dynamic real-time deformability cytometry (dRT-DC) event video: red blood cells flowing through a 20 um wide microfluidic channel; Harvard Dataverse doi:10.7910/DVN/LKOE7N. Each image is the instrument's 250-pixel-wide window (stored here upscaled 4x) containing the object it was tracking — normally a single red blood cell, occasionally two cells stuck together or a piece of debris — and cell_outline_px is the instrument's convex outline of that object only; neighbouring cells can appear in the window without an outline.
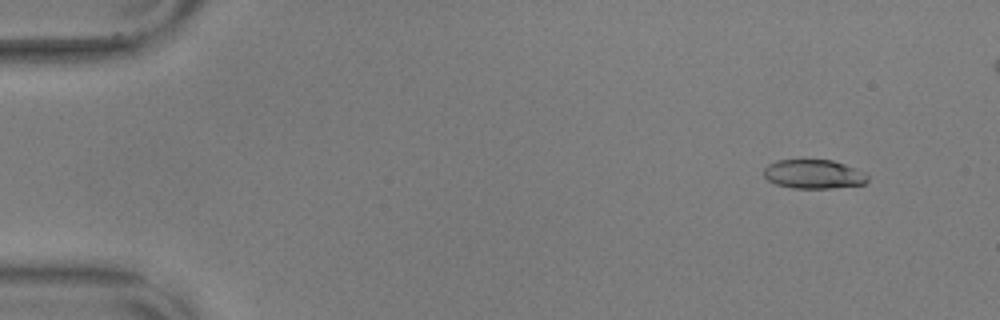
{"species": "common noctule bat (a hibernating species)", "species_latin": "Nyctalus noctula", "temperature_condition": "warm", "stored_images_in_passage": 54, "camera_frame_rate_fps": 3000, "um_per_image_px": 0.085, "animal": {"sex": "male", "body_mass_g": 17.9, "forearm_length_mm": 54.2}, "frame": {"image": 1, "passage_image": 5, "time_ms": 1.333, "image_size_px": [1000, 320], "cell_outline_px": [[868, 180], [864, 184], [832, 188], [792, 188], [776, 184], [768, 180], [764, 176], [764, 168], [768, 164], [776, 160], [832, 160], [856, 168], [868, 176]], "centroid_in_image_um": [69.14, 14.8], "position_along_channel_um": 15.9, "area_um2": 17.51}}
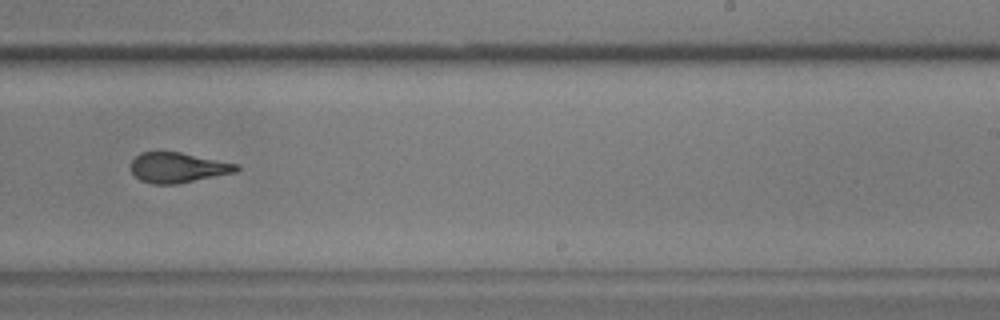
{"frame": {"image": 2, "passage_image": 36, "time_ms": 11.667, "image_size_px": [1000, 320], "cell_outline_px": [[240, 168], [236, 172], [176, 184], [152, 184], [140, 180], [132, 172], [132, 160], [140, 152], [180, 152], [240, 164]], "centroid_in_image_um": [15.14, 14.24], "position_along_channel_um": 273.9, "area_um2": 18.5}}
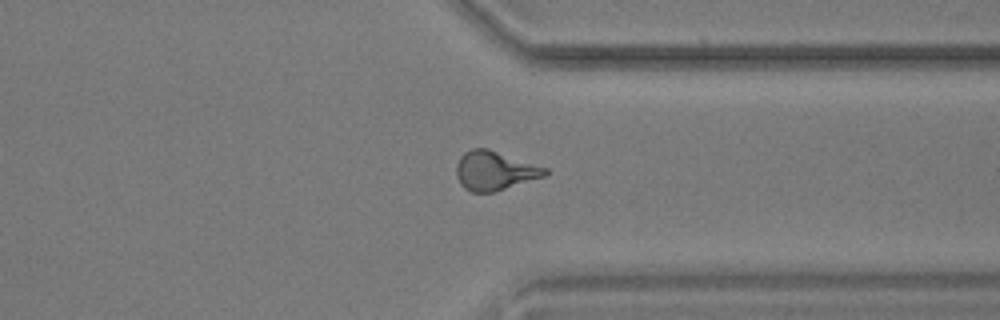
{"frame": {"image": 3, "passage_image": 44, "time_ms": 14.333, "image_size_px": [1000, 320], "cell_outline_px": [[548, 172], [544, 176], [492, 192], [472, 192], [464, 188], [460, 184], [456, 176], [456, 164], [460, 156], [464, 152], [472, 148], [488, 148], [548, 168]], "centroid_in_image_um": [42.01, 14.49], "position_along_channel_um": 369.4, "area_um2": 20.11}}